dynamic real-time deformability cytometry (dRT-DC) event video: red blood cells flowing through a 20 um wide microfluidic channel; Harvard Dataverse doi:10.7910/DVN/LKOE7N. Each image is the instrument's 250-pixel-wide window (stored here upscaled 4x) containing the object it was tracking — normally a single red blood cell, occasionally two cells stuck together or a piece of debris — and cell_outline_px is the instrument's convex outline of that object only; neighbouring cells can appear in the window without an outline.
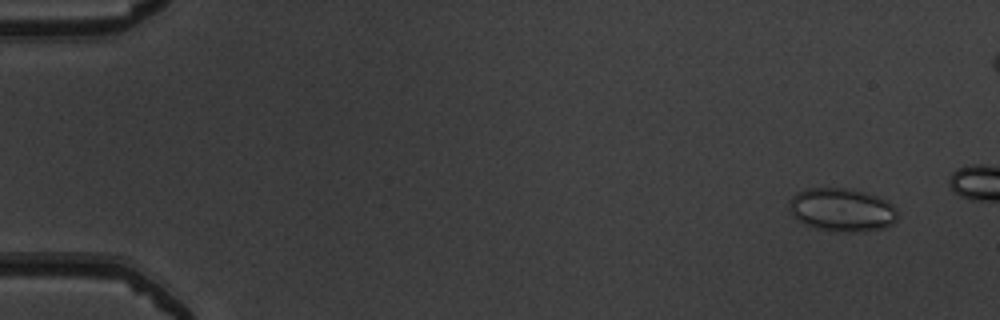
{"species": "common noctule bat (a hibernating species)", "species_latin": "Nyctalus noctula", "temperature_condition": "warm", "stored_images_in_passage": 13, "camera_frame_rate_fps": 3000, "um_per_image_px": 0.085, "animal": {"sex": "male", "body_mass_g": 19.5, "forearm_length_mm": 54.6}, "frame": {"image": 1, "passage_image": 1, "time_ms": 0.0, "image_size_px": [1000, 320], "cell_outline_px": [[900, 216], [892, 224], [884, 228], [864, 232], [840, 232], [816, 228], [804, 224], [796, 220], [792, 216], [788, 204], [788, 200], [796, 192], [808, 188], [848, 188], [880, 196], [892, 204], [896, 208]], "centroid_in_image_um": [71.57, 17.84], "position_along_channel_um": 13.4, "area_um2": 27.98}}